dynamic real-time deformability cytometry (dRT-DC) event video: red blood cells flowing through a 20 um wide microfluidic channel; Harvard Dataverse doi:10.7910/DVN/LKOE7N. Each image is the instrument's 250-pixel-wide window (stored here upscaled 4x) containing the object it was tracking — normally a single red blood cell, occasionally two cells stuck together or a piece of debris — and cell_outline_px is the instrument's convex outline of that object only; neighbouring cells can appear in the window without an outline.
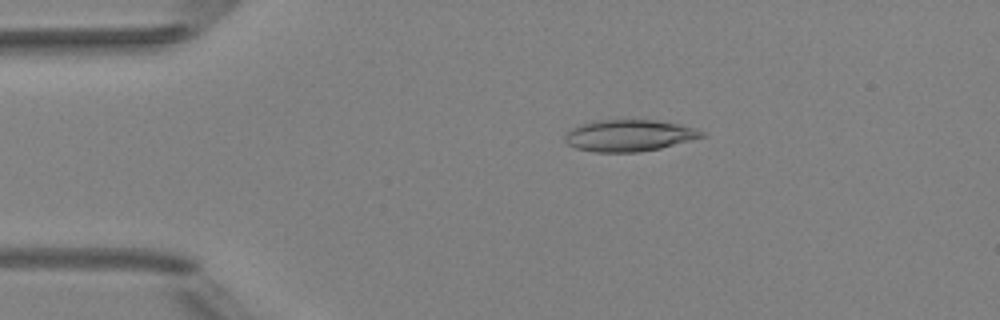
{"species": "Egyptian fruit bat (a non-hibernating species)", "species_latin": "Rousettus aegyptiacus", "temperature_condition": "room temperature", "stored_images_in_passage": 4, "camera_frame_rate_fps": 3000, "um_per_image_px": 0.085, "animal": {"sex": "female"}, "frame": {"image": 1, "passage_image": 3, "time_ms": 2.333, "image_size_px": [1000, 320], "cell_outline_px": [[708, 136], [660, 148], [640, 152], [596, 152], [576, 148], [568, 144], [564, 140], [564, 136], [572, 128], [580, 124], [600, 120], [656, 120], [680, 124], [696, 128], [704, 132]], "centroid_in_image_um": [53.51, 11.52], "position_along_channel_um": 31.5, "area_um2": 25.26}}